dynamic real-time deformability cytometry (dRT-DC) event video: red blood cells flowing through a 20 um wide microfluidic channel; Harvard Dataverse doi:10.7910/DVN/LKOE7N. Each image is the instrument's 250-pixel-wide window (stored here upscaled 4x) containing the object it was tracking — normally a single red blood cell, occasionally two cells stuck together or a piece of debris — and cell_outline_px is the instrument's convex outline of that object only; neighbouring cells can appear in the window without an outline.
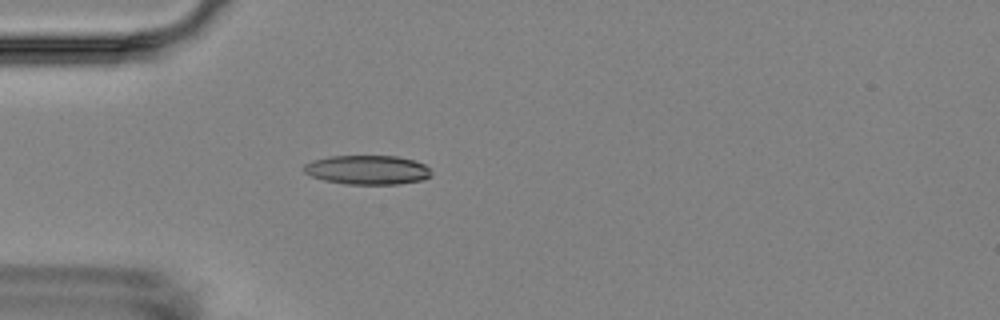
{"species": "Egyptian fruit bat (a non-hibernating species)", "species_latin": "Rousettus aegyptiacus", "temperature_condition": "room temperature", "stored_images_in_passage": 4, "camera_frame_rate_fps": 3000, "um_per_image_px": 0.085, "animal": {"sex": "female"}, "frame": {"image": 1, "passage_image": 4, "time_ms": 4.667, "image_size_px": [1000, 320], "cell_outline_px": [[432, 176], [424, 180], [396, 184], [344, 184], [324, 180], [312, 176], [304, 172], [300, 168], [304, 164], [312, 160], [328, 156], [396, 156], [412, 160], [424, 164], [432, 172]], "centroid_in_image_um": [31.2, 14.44], "position_along_channel_um": 53.8, "area_um2": 21.85}}